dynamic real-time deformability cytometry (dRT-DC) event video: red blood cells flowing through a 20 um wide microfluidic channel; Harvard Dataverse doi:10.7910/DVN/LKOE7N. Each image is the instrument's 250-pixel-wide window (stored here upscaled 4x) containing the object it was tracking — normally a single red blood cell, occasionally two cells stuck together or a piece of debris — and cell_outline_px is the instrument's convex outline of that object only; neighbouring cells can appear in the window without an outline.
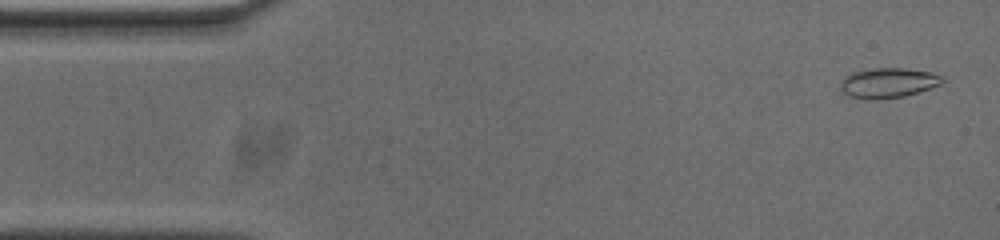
{"species": "common noctule bat (a hibernating species)", "species_latin": "Nyctalus noctula", "temperature_condition": "cold", "stored_images_in_passage": 54, "camera_frame_rate_fps": 3000, "um_per_image_px": 0.085, "animal": {"sex": "male", "body_mass_g": 20.0, "forearm_length_mm": 53.3}, "frame": {"image": 1, "passage_image": 2, "time_ms": 0.333, "image_size_px": [1000, 240], "cell_outline_px": [[944, 80], [940, 84], [904, 96], [876, 100], [864, 100], [848, 96], [840, 88], [840, 80], [852, 72], [872, 68], [904, 68], [932, 72], [944, 76]], "centroid_in_image_um": [75.45, 7.04], "position_along_channel_um": 9.5, "area_um2": 17.92}}
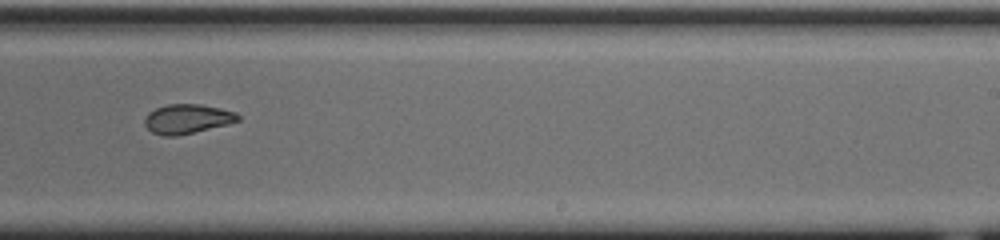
{"frame": {"image": 2, "passage_image": 32, "time_ms": 10.333, "image_size_px": [1000, 240], "cell_outline_px": [[240, 120], [228, 124], [176, 136], [164, 136], [152, 132], [144, 124], [144, 120], [148, 112], [156, 108], [168, 104], [200, 104], [220, 108], [236, 112], [240, 116]], "centroid_in_image_um": [15.92, 10.1], "position_along_channel_um": 273.1, "area_um2": 15.95}}
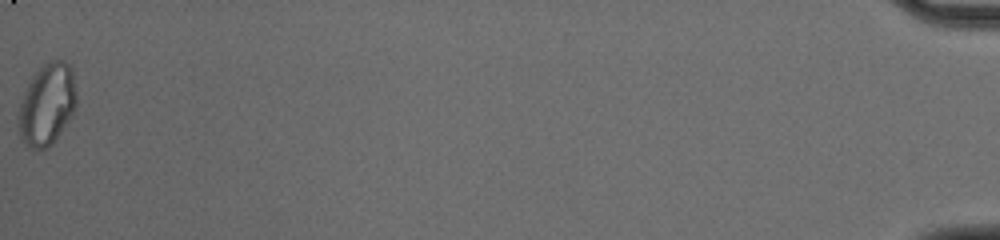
{"frame": {"image": 3, "passage_image": 54, "time_ms": 17.667, "image_size_px": [1000, 240], "cell_outline_px": [[76, 108], [72, 116], [52, 144], [48, 148], [36, 152], [28, 148], [20, 140], [16, 120], [20, 104], [24, 92], [32, 76], [44, 64], [52, 60], [64, 60], [72, 64], [76, 92]], "centroid_in_image_um": [3.98, 8.92], "position_along_channel_um": 431.2, "area_um2": 28.38}, "authors_computed_cell_mechanics": {"area_um2": 16.9354, "velocity_mm_per_s": 3.6923, "shape_relaxation_time_tau1_ms": 6.952, "shape_relaxation_time_tau2_ms": 1.8869, "deformation_change_tau1": 0.1473, "deformation_change_tau2": 0.0539}}